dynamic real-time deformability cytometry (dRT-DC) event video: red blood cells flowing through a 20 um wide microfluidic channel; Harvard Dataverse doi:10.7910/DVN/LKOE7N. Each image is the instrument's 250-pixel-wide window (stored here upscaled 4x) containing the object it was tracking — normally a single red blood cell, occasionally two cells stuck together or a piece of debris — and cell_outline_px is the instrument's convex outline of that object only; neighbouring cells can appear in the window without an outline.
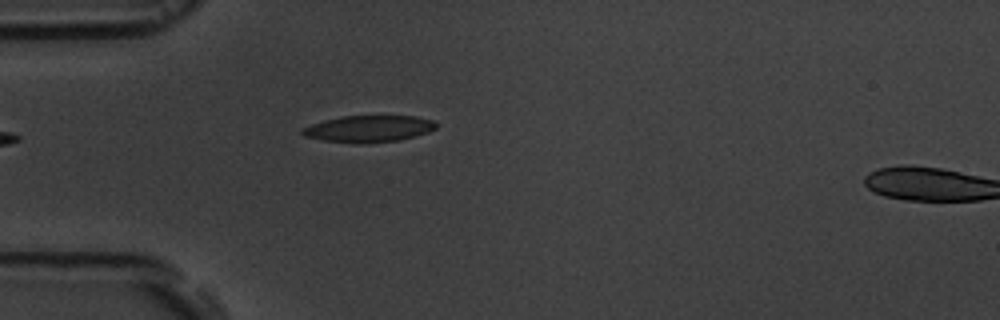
{"species": "common noctule bat (a hibernating species)", "species_latin": "Nyctalus noctula", "temperature_condition": "room temperature", "stored_images_in_passage": 2, "segment_of_instrument_passage": [1, 2], "camera_frame_rate_fps": 3000, "um_per_image_px": 0.085, "animal": {"sex": "male", "body_mass_g": 19.5, "forearm_length_mm": 54.6}, "frame": {"image": 1, "passage_image": 1, "time_ms": 0.0, "image_size_px": [1000, 320], "cell_outline_px": [[436, 128], [428, 132], [400, 140], [368, 144], [356, 144], [324, 140], [304, 136], [300, 132], [300, 128], [324, 120], [344, 116], [416, 116], [432, 120], [436, 124]], "centroid_in_image_um": [31.31, 10.96], "position_along_channel_um": 53.7, "area_um2": 20.92}}